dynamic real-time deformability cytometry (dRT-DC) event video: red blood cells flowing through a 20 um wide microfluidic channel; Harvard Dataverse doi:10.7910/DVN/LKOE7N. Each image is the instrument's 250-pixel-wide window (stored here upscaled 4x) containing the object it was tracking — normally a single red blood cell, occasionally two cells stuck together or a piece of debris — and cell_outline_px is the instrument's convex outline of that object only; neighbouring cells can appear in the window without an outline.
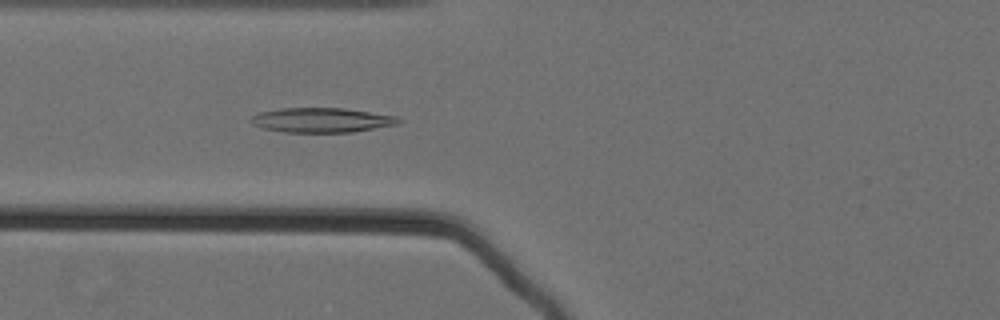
{"species": "Egyptian fruit bat (a non-hibernating species)", "species_latin": "Rousettus aegyptiacus", "temperature_condition": "cold", "stored_images_in_passage": 58, "camera_frame_rate_fps": 3000, "um_per_image_px": 0.085, "animal": {"sex": "female"}, "frame": {"image": 1, "passage_image": 25, "time_ms": 8.0, "image_size_px": [1000, 320], "cell_outline_px": [[404, 120], [400, 124], [352, 132], [284, 132], [264, 128], [252, 124], [248, 120], [252, 116], [260, 112], [280, 108], [344, 108], [396, 116]], "centroid_in_image_um": [27.36, 10.21], "position_along_channel_um": 98.4, "area_um2": 21.27}}
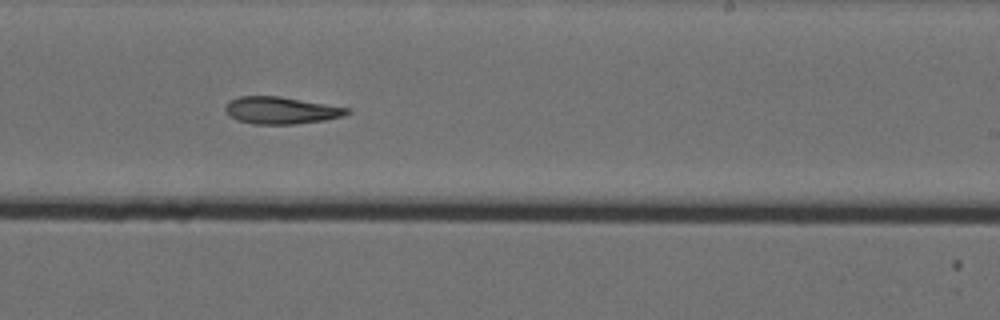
{"frame": {"image": 2, "passage_image": 39, "time_ms": 12.667, "image_size_px": [1000, 320], "cell_outline_px": [[352, 112], [344, 116], [324, 120], [292, 124], [252, 124], [236, 120], [228, 116], [224, 108], [228, 100], [240, 96], [280, 96], [348, 108]], "centroid_in_image_um": [23.83, 9.38], "position_along_channel_um": 265.2, "area_um2": 19.31}}
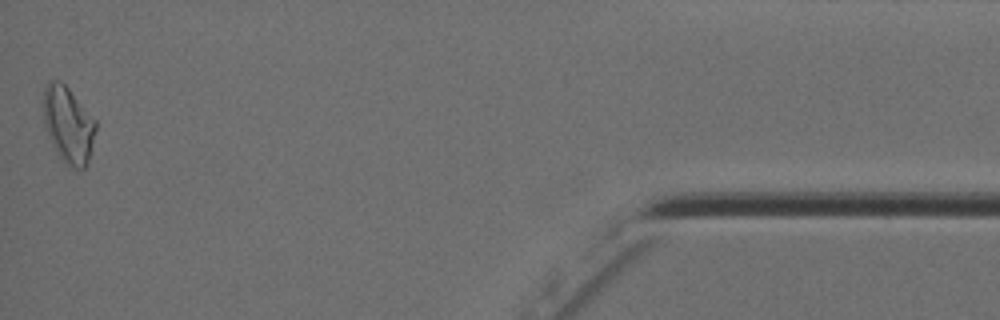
{"frame": {"image": 3, "passage_image": 58, "time_ms": 19.0, "image_size_px": [1000, 320], "cell_outline_px": [[96, 128], [88, 164], [84, 168], [76, 168], [64, 164], [56, 152], [48, 136], [44, 124], [44, 88], [48, 80], [60, 80], [68, 88], [96, 120]], "centroid_in_image_um": [5.8, 10.61], "position_along_channel_um": 429.4, "area_um2": 23.29}}